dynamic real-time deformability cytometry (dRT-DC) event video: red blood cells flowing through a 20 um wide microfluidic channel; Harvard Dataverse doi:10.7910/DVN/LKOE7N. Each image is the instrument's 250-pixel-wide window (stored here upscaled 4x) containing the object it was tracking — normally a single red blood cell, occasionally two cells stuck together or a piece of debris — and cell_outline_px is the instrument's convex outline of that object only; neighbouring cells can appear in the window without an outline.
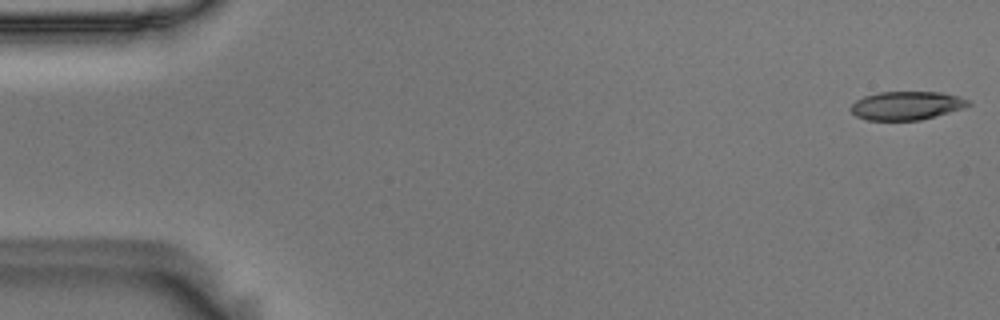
{"species": "Egyptian fruit bat (a non-hibernating species)", "species_latin": "Rousettus aegyptiacus", "temperature_condition": "room temperature", "stored_images_in_passage": 55, "camera_frame_rate_fps": 3000, "um_per_image_px": 0.085, "animal": {"sex": "male"}, "frame": {"image": 1, "passage_image": 1, "time_ms": 0.0, "image_size_px": [1000, 320], "cell_outline_px": [[972, 104], [964, 108], [920, 120], [868, 120], [856, 116], [848, 108], [856, 100], [864, 96], [880, 92], [944, 92], [968, 100]], "centroid_in_image_um": [77.04, 8.97], "position_along_channel_um": 8.0, "area_um2": 19.48}}
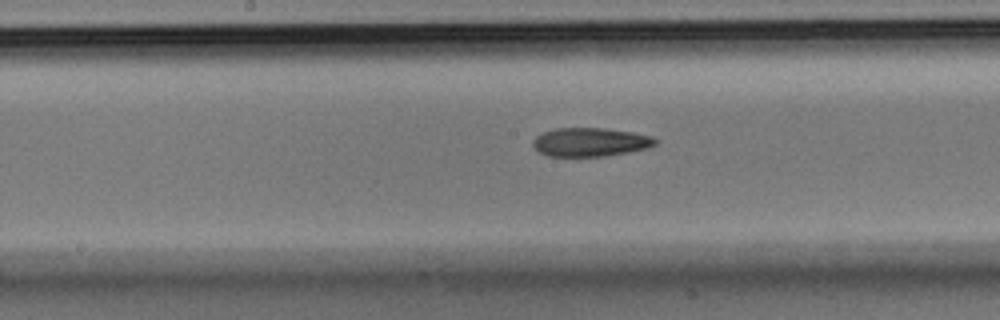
{"frame": {"image": 2, "passage_image": 28, "time_ms": 9.0, "image_size_px": [1000, 320], "cell_outline_px": [[660, 140], [656, 144], [648, 148], [628, 152], [604, 156], [548, 156], [540, 152], [532, 144], [532, 140], [536, 136], [544, 132], [556, 128], [604, 128], [632, 132], [652, 136]], "centroid_in_image_um": [50.2, 12.07], "position_along_channel_um": 198.0, "area_um2": 20.46}}
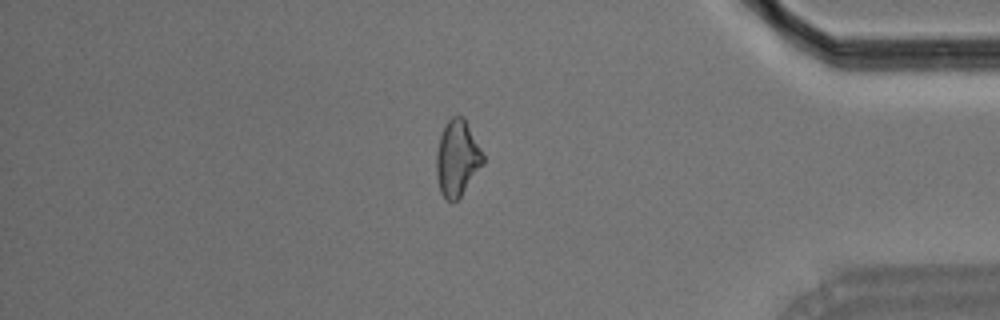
{"frame": {"image": 3, "passage_image": 47, "time_ms": 15.333, "image_size_px": [1000, 320], "cell_outline_px": [[484, 164], [460, 196], [452, 204], [444, 200], [440, 192], [436, 176], [436, 152], [440, 136], [448, 120], [452, 116], [464, 116], [484, 156]], "centroid_in_image_um": [38.85, 13.49], "position_along_channel_um": 396.4, "area_um2": 20.75}, "authors_computed_cell_mechanics": {"area_um2": 20.6924, "velocity_mm_per_s": 3.6143, "shape_relaxation_time_tau1_ms": null, "shape_relaxation_time_tau2_ms": 5.5837, "deformation_change_tau1": null, "deformation_change_tau2": 0.1528}}